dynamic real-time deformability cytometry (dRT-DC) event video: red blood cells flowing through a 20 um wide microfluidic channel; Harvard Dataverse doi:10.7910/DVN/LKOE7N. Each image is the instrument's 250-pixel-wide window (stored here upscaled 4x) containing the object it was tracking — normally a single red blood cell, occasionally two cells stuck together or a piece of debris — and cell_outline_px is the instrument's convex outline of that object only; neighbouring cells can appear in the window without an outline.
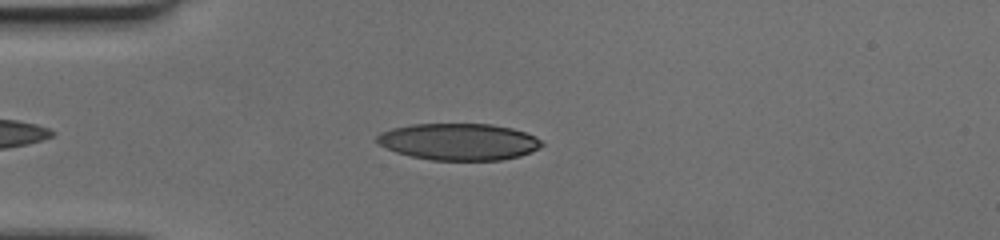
{"species": "human", "species_latin": "Homo sapiens", "temperature_condition": "cold", "stored_images_in_passage": 40, "camera_frame_rate_fps": 3000, "um_per_image_px": 0.085, "donor": {"sex": "female"}, "frame": {"image": 1, "passage_image": 6, "time_ms": 1.667, "image_size_px": [1000, 240], "cell_outline_px": [[544, 144], [532, 152], [520, 156], [500, 160], [432, 160], [412, 156], [396, 152], [380, 144], [376, 140], [376, 136], [380, 132], [392, 128], [412, 124], [492, 124], [512, 128], [536, 136]], "centroid_in_image_um": [39.01, 12.04], "position_along_channel_um": 46.0, "area_um2": 35.26}}
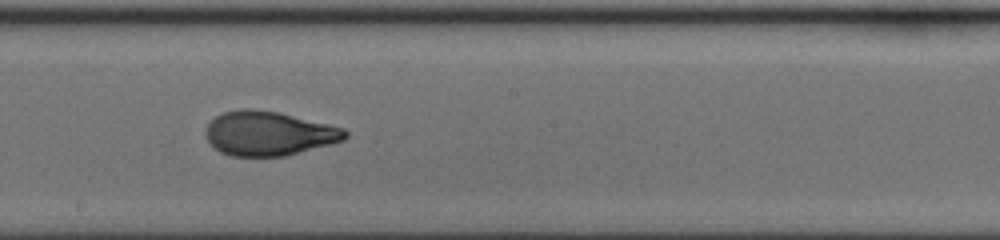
{"frame": {"image": 2, "passage_image": 23, "time_ms": 7.333, "image_size_px": [1000, 240], "cell_outline_px": [[348, 136], [344, 140], [284, 156], [232, 156], [220, 152], [208, 140], [204, 132], [208, 124], [216, 116], [224, 112], [244, 108], [252, 108], [280, 112], [344, 128], [348, 132]], "centroid_in_image_um": [22.84, 11.33], "position_along_channel_um": 225.4, "area_um2": 35.84}}
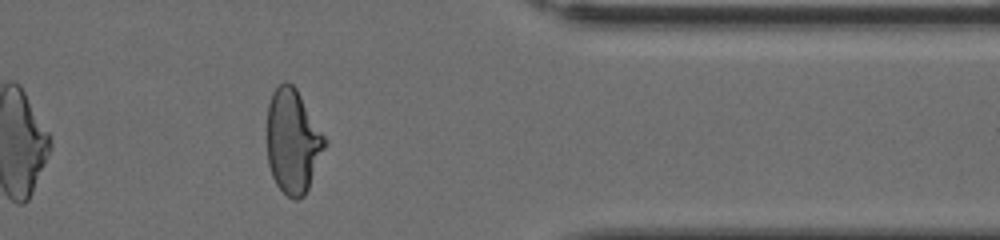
{"frame": {"image": 3, "passage_image": 38, "time_ms": 12.333, "image_size_px": [1000, 240], "cell_outline_px": [[328, 144], [308, 188], [304, 196], [296, 200], [292, 200], [276, 184], [272, 176], [268, 164], [268, 104], [272, 92], [284, 80], [288, 80], [296, 88], [328, 140]], "centroid_in_image_um": [24.91, 12.0], "position_along_channel_um": 386.5, "area_um2": 35.26}}